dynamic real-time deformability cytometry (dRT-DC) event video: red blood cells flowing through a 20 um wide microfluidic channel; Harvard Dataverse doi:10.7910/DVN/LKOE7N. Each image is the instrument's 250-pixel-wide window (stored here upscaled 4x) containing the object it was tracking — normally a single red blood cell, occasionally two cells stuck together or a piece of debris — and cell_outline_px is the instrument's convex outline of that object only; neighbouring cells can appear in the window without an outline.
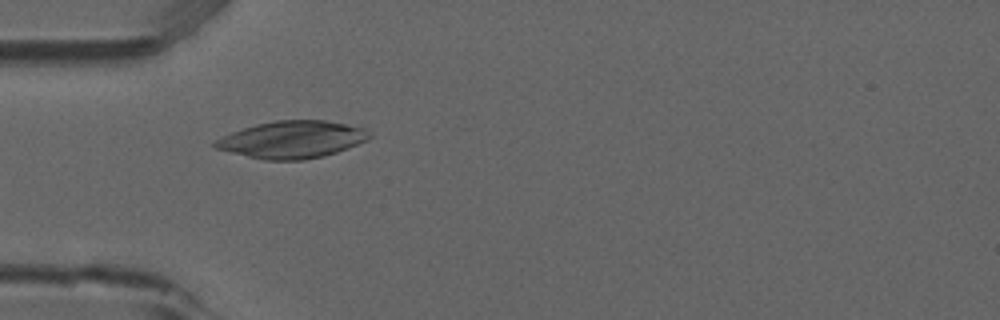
{"species": "common noctule bat (a hibernating species)", "species_latin": "Nyctalus noctula", "temperature_condition": "room temperature", "stored_images_in_passage": 4, "camera_frame_rate_fps": 3000, "um_per_image_px": 0.085, "animal": {"sex": "male", "forearm_length_mm": 52.5}, "frame": {"image": 1, "passage_image": 2, "time_ms": 0.333, "image_size_px": [1000, 320], "cell_outline_px": [[372, 136], [368, 140], [336, 152], [324, 156], [304, 160], [264, 160], [216, 148], [212, 144], [216, 140], [232, 132], [256, 124], [276, 120], [324, 120], [364, 128]], "centroid_in_image_um": [24.85, 11.86], "position_along_channel_um": 60.2, "area_um2": 33.06}}
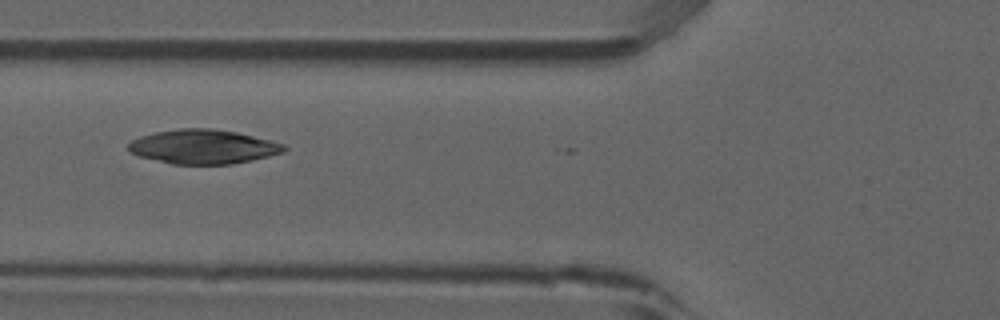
{"frame": {"image": 2, "passage_image": 3, "time_ms": 0.667, "image_size_px": [1000, 320], "cell_outline_px": [[288, 148], [284, 152], [252, 160], [232, 164], [172, 164], [140, 156], [132, 152], [128, 148], [128, 144], [132, 140], [140, 136], [156, 132], [180, 128], [212, 128], [236, 132], [284, 144]], "centroid_in_image_um": [17.28, 12.47], "position_along_channel_um": 108.5, "area_um2": 30.81}}